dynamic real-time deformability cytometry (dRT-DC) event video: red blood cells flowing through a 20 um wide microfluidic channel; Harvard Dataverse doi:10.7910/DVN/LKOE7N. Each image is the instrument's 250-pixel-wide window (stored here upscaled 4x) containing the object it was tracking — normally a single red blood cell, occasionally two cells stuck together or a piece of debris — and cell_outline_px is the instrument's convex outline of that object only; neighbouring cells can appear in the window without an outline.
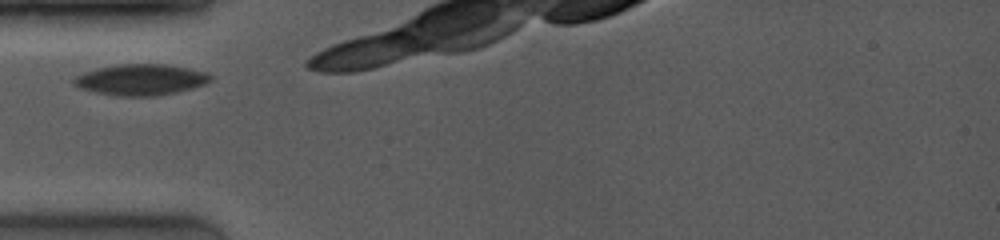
{"species": "common noctule bat (a hibernating species)", "species_latin": "Nyctalus noctula", "temperature_condition": "room temperature", "stored_images_in_passage": 4, "camera_frame_rate_fps": 4000, "um_per_image_px": 0.085, "animal": {"sex": "female", "body_mass_g": 19.0, "forearm_length_mm": 53.3}, "frame": {"image": 1, "passage_image": 1, "time_ms": 0.0, "image_size_px": [1000, 240], "cell_outline_px": [[212, 80], [204, 84], [192, 88], [176, 92], [156, 96], [120, 96], [96, 92], [80, 88], [72, 84], [72, 80], [76, 76], [84, 72], [96, 68], [120, 64], [164, 64], [188, 68], [208, 72], [212, 76]], "centroid_in_image_um": [11.97, 6.77], "position_along_channel_um": 73.0, "area_um2": 24.74}}